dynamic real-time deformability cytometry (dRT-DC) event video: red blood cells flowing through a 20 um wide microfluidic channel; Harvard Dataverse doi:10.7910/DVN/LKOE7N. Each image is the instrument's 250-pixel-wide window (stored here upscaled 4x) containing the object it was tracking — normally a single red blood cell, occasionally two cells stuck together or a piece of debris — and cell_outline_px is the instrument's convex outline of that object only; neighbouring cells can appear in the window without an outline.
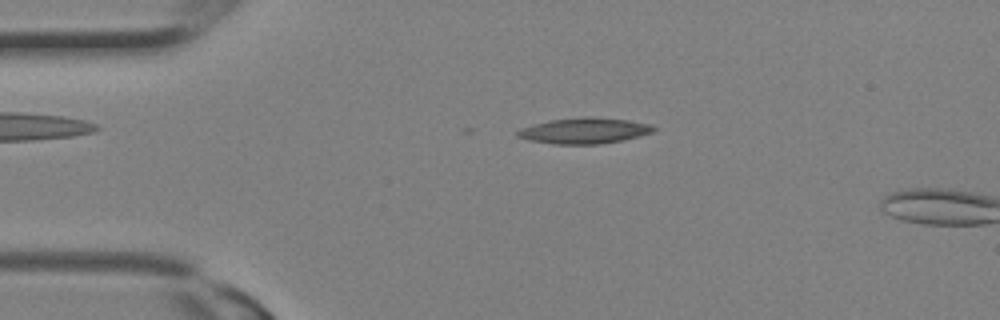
{"species": "Egyptian fruit bat (a non-hibernating species)", "species_latin": "Rousettus aegyptiacus", "temperature_condition": "room temperature", "stored_images_in_passage": 8, "camera_frame_rate_fps": 3000, "um_per_image_px": 0.085, "animal": {"sex": "female"}, "frame": {"image": 1, "passage_image": 7, "time_ms": 2.0, "image_size_px": [1000, 320], "cell_outline_px": [[656, 128], [652, 132], [624, 140], [600, 144], [552, 144], [532, 140], [516, 136], [516, 132], [520, 128], [532, 124], [552, 120], [580, 116], [592, 116], [628, 120], [652, 124]], "centroid_in_image_um": [49.68, 11.1], "position_along_channel_um": 35.3, "area_um2": 20.58}}